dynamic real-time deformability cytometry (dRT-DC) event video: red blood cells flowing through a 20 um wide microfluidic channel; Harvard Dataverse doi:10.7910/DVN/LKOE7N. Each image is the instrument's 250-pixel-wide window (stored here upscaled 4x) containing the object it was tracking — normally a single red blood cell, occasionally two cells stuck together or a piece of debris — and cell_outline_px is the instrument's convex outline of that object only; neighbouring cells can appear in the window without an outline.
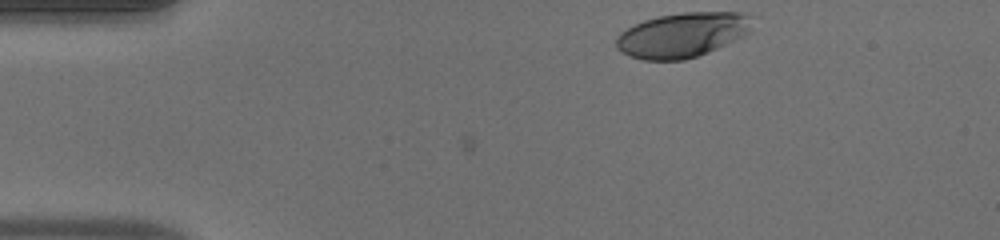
{"species": "human", "species_latin": "Homo sapiens", "temperature_condition": "warm", "stored_images_in_passage": 35, "camera_frame_rate_fps": 3000, "um_per_image_px": 0.085, "donor": {"sex": "male"}, "frame": {"image": 1, "passage_image": 1, "time_ms": 0.0, "image_size_px": [1000, 240], "cell_outline_px": [[760, 16], [752, 32], [744, 36], [708, 52], [684, 60], [644, 60], [628, 56], [620, 52], [616, 48], [616, 36], [620, 32], [644, 20], [660, 16], [684, 12], [748, 12]], "centroid_in_image_um": [58.13, 2.94], "position_along_channel_um": 26.9, "area_um2": 36.36}}
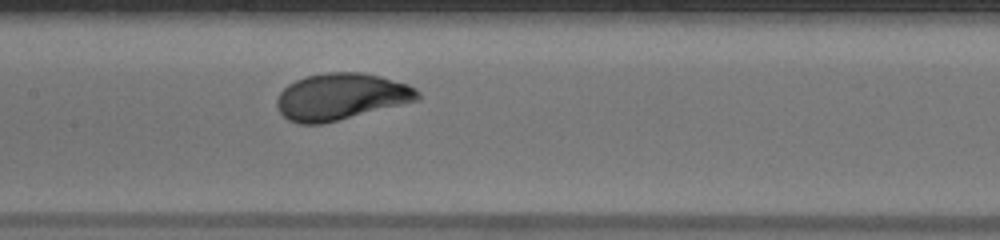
{"frame": {"image": 2, "passage_image": 18, "time_ms": 5.667, "image_size_px": [1000, 240], "cell_outline_px": [[420, 100], [320, 124], [300, 124], [288, 120], [276, 108], [276, 100], [280, 92], [288, 84], [304, 76], [324, 72], [364, 72], [380, 76], [408, 84], [416, 88], [420, 92]], "centroid_in_image_um": [28.98, 8.2], "position_along_channel_um": 178.4, "area_um2": 38.38}}
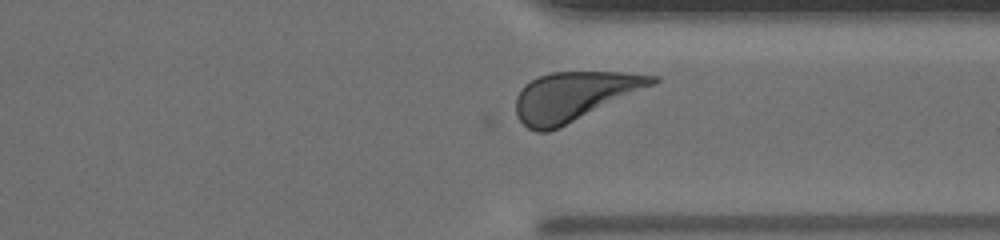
{"frame": {"image": 3, "passage_image": 32, "time_ms": 10.333, "image_size_px": [1000, 240], "cell_outline_px": [[660, 80], [656, 84], [560, 128], [548, 132], [536, 132], [528, 128], [516, 116], [516, 96], [520, 88], [524, 84], [540, 76], [552, 72], [624, 72], [660, 76]], "centroid_in_image_um": [48.81, 8.19], "position_along_channel_um": 362.6, "area_um2": 39.19}, "authors_computed_cell_mechanics": {"area_um2": 37.57, "velocity_mm_per_s": 3.9499, "shape_relaxation_time_tau1_ms": 3.5059, "shape_relaxation_time_tau2_ms": null, "deformation_change_tau1": 0.1746, "deformation_change_tau2": null}}